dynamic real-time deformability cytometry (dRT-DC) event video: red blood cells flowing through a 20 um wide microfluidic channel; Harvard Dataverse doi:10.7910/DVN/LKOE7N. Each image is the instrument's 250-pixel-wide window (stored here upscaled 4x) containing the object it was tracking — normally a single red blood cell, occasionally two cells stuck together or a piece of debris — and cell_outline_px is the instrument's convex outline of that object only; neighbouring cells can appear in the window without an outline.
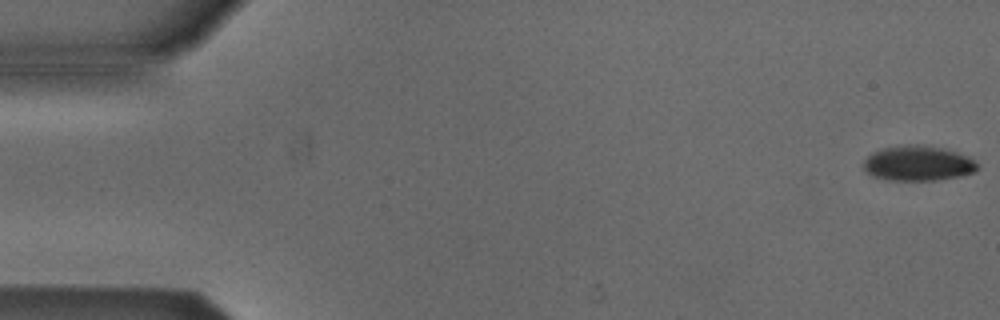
{"species": "Egyptian fruit bat (a non-hibernating species)", "species_latin": "Rousettus aegyptiacus", "temperature_condition": "cold", "stored_images_in_passage": 4, "camera_frame_rate_fps": 3000, "um_per_image_px": 0.085, "animal": {"sex": "male"}, "frame": {"image": 1, "passage_image": 1, "time_ms": 0.0, "image_size_px": [1000, 320], "cell_outline_px": [[976, 168], [972, 172], [956, 176], [932, 180], [892, 180], [872, 176], [864, 168], [864, 160], [872, 152], [880, 148], [912, 144], [916, 144], [940, 148], [956, 152], [972, 160], [976, 164]], "centroid_in_image_um": [77.94, 13.87], "position_along_channel_um": 7.1, "area_um2": 22.6}}